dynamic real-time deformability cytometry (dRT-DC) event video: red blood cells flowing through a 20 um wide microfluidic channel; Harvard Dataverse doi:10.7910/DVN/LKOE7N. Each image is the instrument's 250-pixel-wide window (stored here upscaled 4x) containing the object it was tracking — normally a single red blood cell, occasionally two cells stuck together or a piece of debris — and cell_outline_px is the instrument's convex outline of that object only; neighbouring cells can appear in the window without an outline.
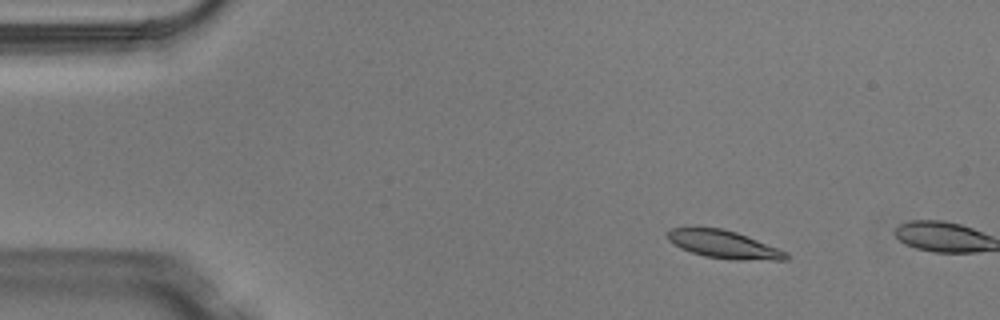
{"species": "Egyptian fruit bat (a non-hibernating species)", "species_latin": "Rousettus aegyptiacus", "temperature_condition": "warm", "stored_images_in_passage": 5, "camera_frame_rate_fps": 3000, "um_per_image_px": 0.085, "animal": {"sex": "male"}, "frame": {"image": 1, "passage_image": 5, "time_ms": 1.333, "image_size_px": [1000, 320], "cell_outline_px": [[788, 260], [732, 260], [704, 256], [680, 248], [668, 240], [668, 232], [672, 228], [692, 224], [724, 228], [736, 232], [788, 252]], "centroid_in_image_um": [61.46, 20.73], "position_along_channel_um": 23.5, "area_um2": 19.83}}